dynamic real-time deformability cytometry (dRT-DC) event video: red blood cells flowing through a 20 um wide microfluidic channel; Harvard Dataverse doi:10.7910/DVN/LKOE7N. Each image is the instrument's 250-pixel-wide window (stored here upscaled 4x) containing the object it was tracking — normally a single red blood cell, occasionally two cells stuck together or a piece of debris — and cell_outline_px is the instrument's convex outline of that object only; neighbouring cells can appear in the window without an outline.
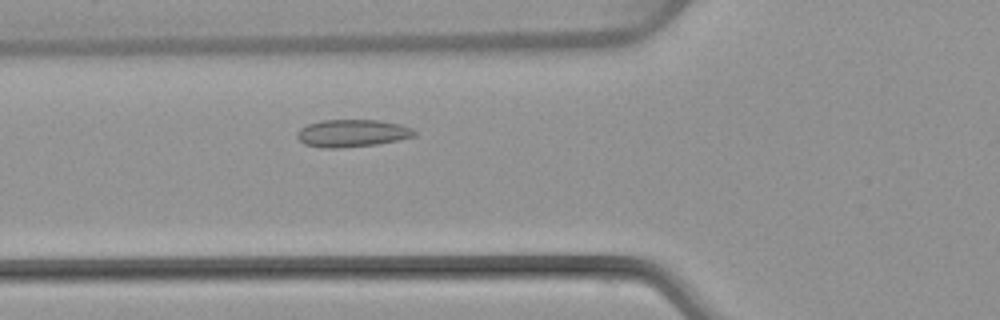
{"species": "common noctule bat (a hibernating species)", "species_latin": "Nyctalus noctula", "temperature_condition": "warm", "stored_images_in_passage": 42, "camera_frame_rate_fps": 3000, "um_per_image_px": 0.085, "animal": {"sex": "female", "body_mass_g": 22.7, "forearm_length_mm": 54.2}, "frame": {"image": 1, "passage_image": 12, "time_ms": 3.667, "image_size_px": [1000, 320], "cell_outline_px": [[416, 136], [376, 144], [340, 148], [320, 148], [304, 144], [296, 136], [296, 132], [300, 128], [308, 124], [320, 120], [376, 120], [400, 124], [412, 128], [416, 132]], "centroid_in_image_um": [29.9, 11.32], "position_along_channel_um": 95.9, "area_um2": 18.79}}
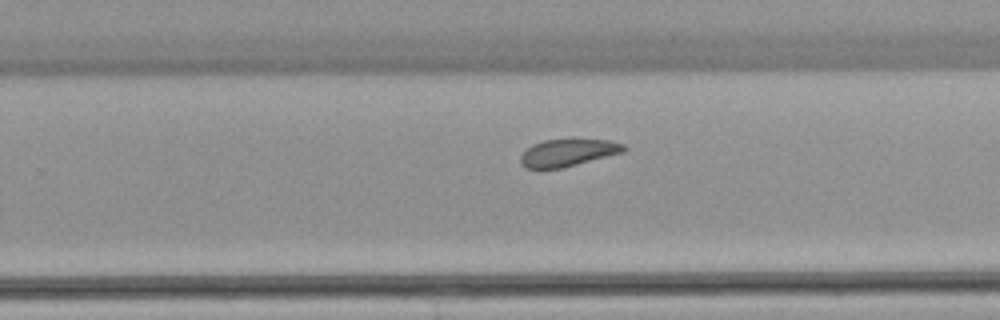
{"frame": {"image": 2, "passage_image": 26, "time_ms": 8.333, "image_size_px": [1000, 320], "cell_outline_px": [[628, 148], [624, 152], [560, 168], [524, 168], [520, 164], [520, 156], [532, 144], [544, 140], [608, 140], [624, 144]], "centroid_in_image_um": [48.26, 12.98], "position_along_channel_um": 281.5, "area_um2": 16.13}}
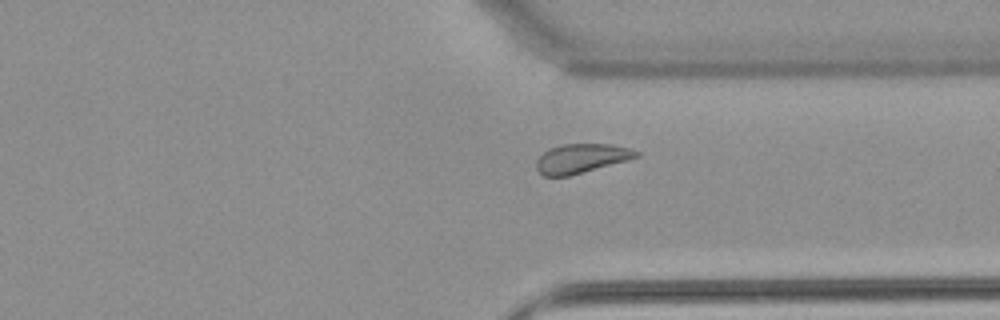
{"frame": {"image": 3, "passage_image": 32, "time_ms": 10.333, "image_size_px": [1000, 320], "cell_outline_px": [[640, 156], [628, 160], [568, 176], [544, 176], [536, 168], [536, 160], [548, 148], [564, 144], [612, 144], [632, 148], [640, 152]], "centroid_in_image_um": [49.44, 13.45], "position_along_channel_um": 362.0, "area_um2": 17.05}, "authors_computed_cell_mechanics": {"area_um2": 17.9758, "velocity_mm_per_s": 3.989, "shape_relaxation_time_tau1_ms": 6.3879, "shape_relaxation_time_tau2_ms": 4.6085, "deformation_change_tau1": 0.0645, "deformation_change_tau2": 0.0671}}